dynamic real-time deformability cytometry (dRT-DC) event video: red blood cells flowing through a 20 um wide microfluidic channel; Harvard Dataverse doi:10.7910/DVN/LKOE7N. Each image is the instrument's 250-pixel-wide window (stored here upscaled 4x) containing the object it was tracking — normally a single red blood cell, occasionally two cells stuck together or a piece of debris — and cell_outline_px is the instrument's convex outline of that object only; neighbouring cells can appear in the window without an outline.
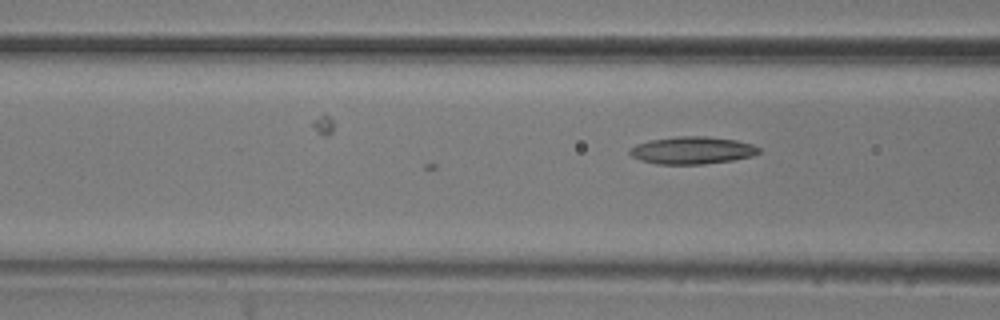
{"species": "common noctule bat (a hibernating species)", "species_latin": "Nyctalus noctula", "temperature_condition": "room temperature", "stored_images_in_passage": 9, "camera_frame_rate_fps": 3000, "um_per_image_px": 0.085, "animal": {"sex": "male", "body_mass_g": 20.5, "forearm_length_mm": 52.5}, "frame": {"image": 1, "passage_image": 9, "time_ms": 2.667, "image_size_px": [1000, 320], "cell_outline_px": [[760, 152], [752, 156], [732, 160], [704, 164], [656, 164], [640, 160], [632, 156], [628, 152], [628, 148], [636, 144], [648, 140], [676, 136], [708, 136], [736, 140], [752, 144], [760, 148]], "centroid_in_image_um": [58.8, 12.77], "position_along_channel_um": 107.8, "area_um2": 20.81}}